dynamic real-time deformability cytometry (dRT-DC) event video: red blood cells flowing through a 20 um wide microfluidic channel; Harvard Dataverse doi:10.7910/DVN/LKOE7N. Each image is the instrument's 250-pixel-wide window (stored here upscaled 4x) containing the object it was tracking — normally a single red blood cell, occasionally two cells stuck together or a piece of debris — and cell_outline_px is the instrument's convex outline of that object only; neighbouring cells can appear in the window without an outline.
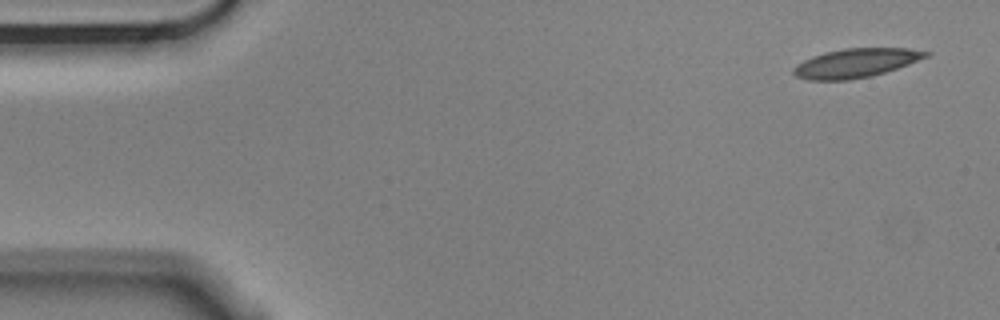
{"species": "Egyptian fruit bat (a non-hibernating species)", "species_latin": "Rousettus aegyptiacus", "temperature_condition": "cold", "stored_images_in_passage": 5, "camera_frame_rate_fps": 3000, "um_per_image_px": 0.085, "animal": {"sex": "male"}, "frame": {"image": 1, "passage_image": 1, "time_ms": 0.0, "image_size_px": [1000, 320], "cell_outline_px": [[932, 52], [928, 56], [908, 64], [872, 76], [848, 80], [808, 80], [796, 76], [792, 72], [792, 68], [796, 64], [812, 56], [824, 52], [844, 48], [908, 48]], "centroid_in_image_um": [72.71, 5.35], "position_along_channel_um": 12.3, "area_um2": 22.37}}
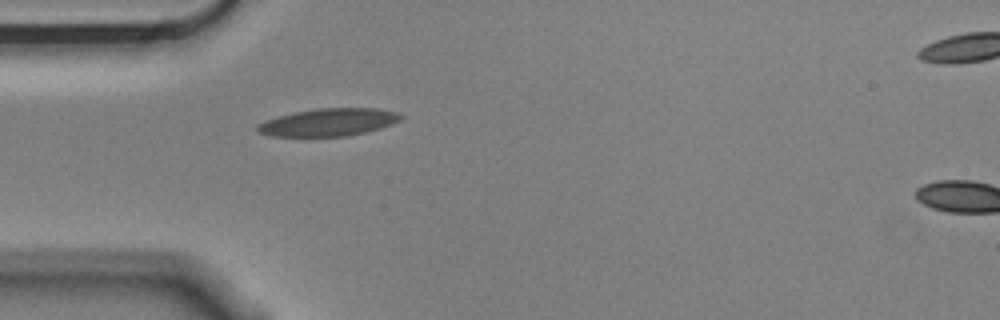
{"frame": {"image": 2, "passage_image": 4, "time_ms": 1.0, "image_size_px": [1000, 320], "cell_outline_px": [[404, 116], [400, 120], [392, 124], [380, 128], [348, 136], [268, 136], [256, 132], [256, 124], [264, 120], [296, 112], [316, 108], [376, 108], [396, 112]], "centroid_in_image_um": [27.89, 10.39], "position_along_channel_um": 57.1, "area_um2": 23.06}}